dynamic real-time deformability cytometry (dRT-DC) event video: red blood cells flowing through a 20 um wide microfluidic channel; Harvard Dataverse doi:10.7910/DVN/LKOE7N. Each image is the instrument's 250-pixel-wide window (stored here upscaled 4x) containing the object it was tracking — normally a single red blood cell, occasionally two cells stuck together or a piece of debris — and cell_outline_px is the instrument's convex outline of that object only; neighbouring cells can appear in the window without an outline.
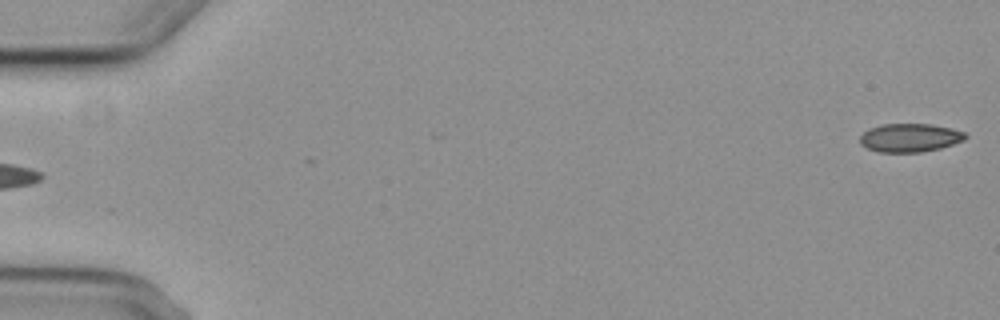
{"species": "common noctule bat (a hibernating species)", "species_latin": "Nyctalus noctula", "temperature_condition": "cold", "stored_images_in_passage": 5, "segment_of_instrument_passage": [2, 2], "camera_frame_rate_fps": 3000, "um_per_image_px": 0.085, "animal": {"sex": "female", "body_mass_g": 29.2, "forearm_length_mm": 56.3}, "frame": {"image": 1, "passage_image": 5, "time_ms": 4.667, "image_size_px": [1000, 320], "cell_outline_px": [[968, 136], [964, 140], [940, 148], [920, 152], [880, 152], [868, 148], [860, 144], [860, 136], [868, 128], [880, 124], [932, 124], [952, 128], [964, 132]], "centroid_in_image_um": [77.33, 11.69], "position_along_channel_um": 7.7, "area_um2": 17.51}}